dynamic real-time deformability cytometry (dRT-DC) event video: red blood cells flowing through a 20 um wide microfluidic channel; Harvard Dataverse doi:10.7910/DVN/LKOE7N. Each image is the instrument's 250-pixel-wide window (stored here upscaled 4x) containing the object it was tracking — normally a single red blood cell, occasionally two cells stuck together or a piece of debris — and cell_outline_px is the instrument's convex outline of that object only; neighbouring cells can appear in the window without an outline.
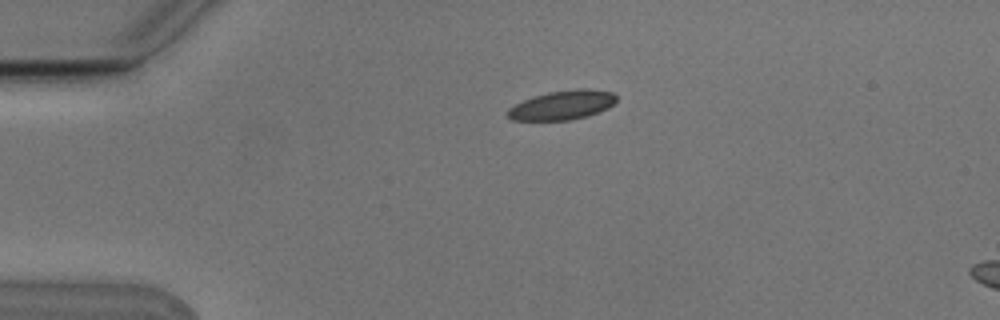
{"species": "Egyptian fruit bat (a non-hibernating species)", "species_latin": "Rousettus aegyptiacus", "temperature_condition": "cold", "stored_images_in_passage": 3, "segment_of_instrument_passage": [1, 2], "camera_frame_rate_fps": 3000, "um_per_image_px": 0.085, "animal": {"sex": "male"}, "frame": {"image": 1, "passage_image": 1, "time_ms": 0.0, "image_size_px": [1000, 320], "cell_outline_px": [[616, 100], [608, 108], [584, 116], [568, 120], [512, 120], [508, 116], [508, 108], [532, 96], [548, 92], [580, 88], [584, 88], [612, 92], [616, 96]], "centroid_in_image_um": [47.77, 8.92], "position_along_channel_um": 37.2, "area_um2": 18.21}}